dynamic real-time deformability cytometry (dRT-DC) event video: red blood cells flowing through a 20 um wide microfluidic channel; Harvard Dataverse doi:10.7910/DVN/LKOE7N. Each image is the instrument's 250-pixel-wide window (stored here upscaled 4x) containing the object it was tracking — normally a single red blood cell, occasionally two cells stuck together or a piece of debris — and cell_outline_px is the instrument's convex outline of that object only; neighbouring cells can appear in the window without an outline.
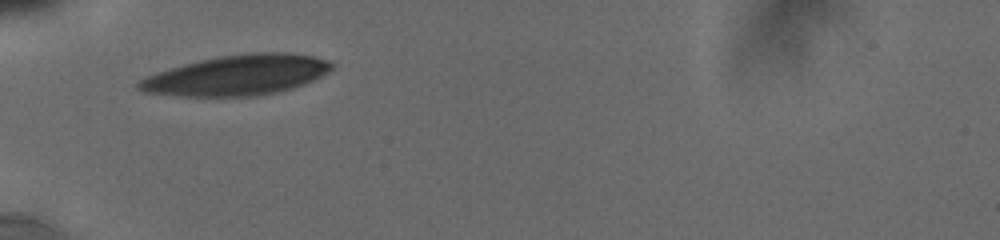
{"species": "human", "species_latin": "Homo sapiens", "temperature_condition": "cold", "stored_images_in_passage": 28, "camera_frame_rate_fps": 3000, "um_per_image_px": 0.085, "donor": {"sex": "male"}, "frame": {"image": 1, "passage_image": 1, "time_ms": 0.0, "image_size_px": [1000, 240], "cell_outline_px": [[336, 64], [328, 72], [304, 84], [292, 88], [256, 96], [180, 96], [144, 92], [136, 88], [136, 84], [140, 80], [156, 72], [184, 64], [200, 60], [220, 56], [248, 52], [288, 52], [312, 56], [332, 60]], "centroid_in_image_um": [20.18, 6.38], "position_along_channel_um": 64.8, "area_um2": 45.26}}
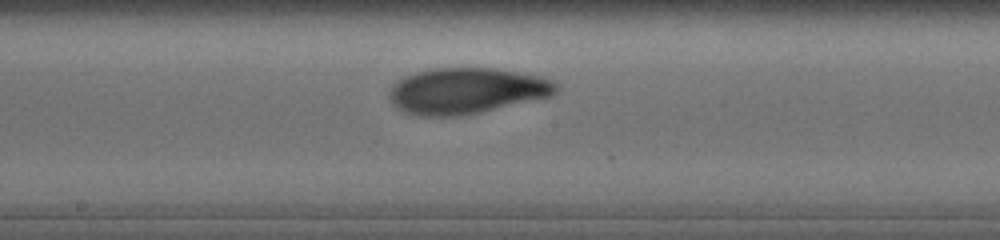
{"frame": {"image": 2, "passage_image": 9, "time_ms": 4.0, "image_size_px": [1000, 240], "cell_outline_px": [[560, 88], [556, 92], [548, 96], [480, 112], [460, 116], [420, 116], [404, 112], [396, 108], [388, 100], [388, 92], [392, 84], [404, 76], [416, 72], [436, 68], [492, 68], [520, 72], [540, 76], [552, 80]], "centroid_in_image_um": [39.58, 7.72], "position_along_channel_um": 208.6, "area_um2": 44.68}}
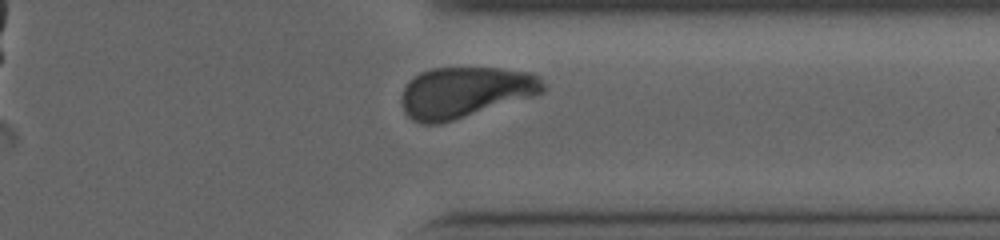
{"frame": {"image": 3, "passage_image": 26, "time_ms": 8.333, "image_size_px": [1000, 240], "cell_outline_px": [[544, 92], [536, 96], [440, 124], [420, 124], [412, 120], [404, 112], [400, 100], [400, 96], [408, 80], [420, 72], [432, 68], [500, 68], [532, 72], [540, 76], [544, 84]], "centroid_in_image_um": [39.53, 7.84], "position_along_channel_um": 371.9, "area_um2": 42.54}, "authors_computed_cell_mechanics": {"area_um2": 43.4656, "velocity_mm_per_s": 3.7708, "shape_relaxation_time_tau1_ms": 5.0507, "shape_relaxation_time_tau2_ms": 1.7504, "deformation_change_tau1": 0.1754, "deformation_change_tau2": 0.0653}}